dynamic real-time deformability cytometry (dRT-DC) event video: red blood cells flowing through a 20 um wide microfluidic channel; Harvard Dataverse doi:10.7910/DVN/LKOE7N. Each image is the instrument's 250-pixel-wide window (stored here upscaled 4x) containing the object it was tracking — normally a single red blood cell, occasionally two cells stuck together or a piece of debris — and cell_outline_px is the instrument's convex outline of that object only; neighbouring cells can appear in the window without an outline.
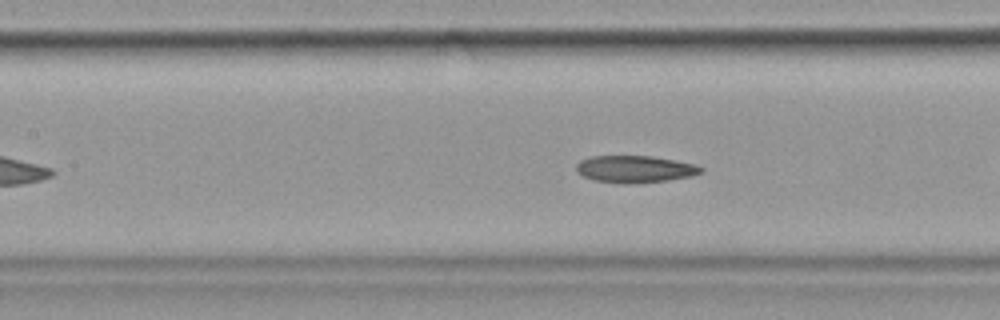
{"species": "common noctule bat (a hibernating species)", "species_latin": "Nyctalus noctula", "temperature_condition": "cold", "stored_images_in_passage": 32, "camera_frame_rate_fps": 3000, "um_per_image_px": 0.085, "animal": {"sex": "female", "body_mass_g": 19.9}, "frame": {"image": 1, "passage_image": 10, "time_ms": 3.0, "image_size_px": [1000, 320], "cell_outline_px": [[704, 172], [692, 176], [668, 180], [628, 184], [620, 184], [592, 180], [576, 172], [576, 164], [580, 160], [592, 156], [652, 156], [676, 160], [696, 164], [704, 168]], "centroid_in_image_um": [53.98, 14.38], "position_along_channel_um": 153.4, "area_um2": 19.94}}
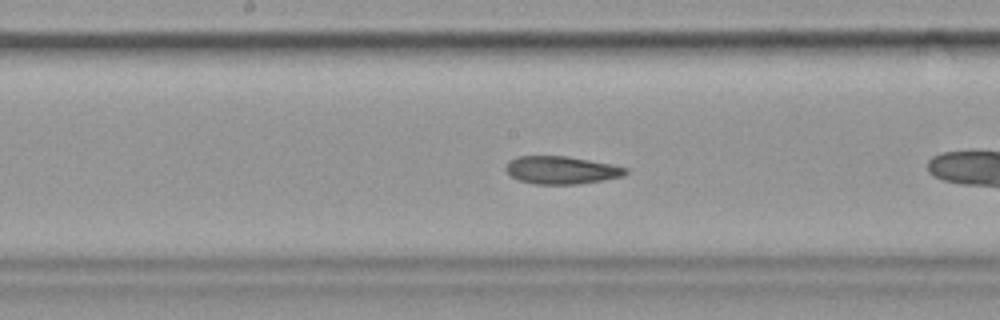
{"frame": {"image": 2, "passage_image": 14, "time_ms": 4.333, "image_size_px": [1000, 320], "cell_outline_px": [[628, 172], [624, 176], [604, 180], [576, 184], [536, 184], [520, 180], [512, 176], [504, 168], [508, 160], [516, 156], [564, 156], [588, 160], [628, 168]], "centroid_in_image_um": [47.7, 14.46], "position_along_channel_um": 200.5, "area_um2": 19.25}, "authors_computed_cell_mechanics": {"area_um2": 19.5653, "velocity_mm_per_s": 3.5482, "shape_relaxation_time_tau1_ms": 9.4684, "shape_relaxation_time_tau2_ms": 2.5614, "deformation_change_tau1": 0.2157, "deformation_change_tau2": 0.0887}}